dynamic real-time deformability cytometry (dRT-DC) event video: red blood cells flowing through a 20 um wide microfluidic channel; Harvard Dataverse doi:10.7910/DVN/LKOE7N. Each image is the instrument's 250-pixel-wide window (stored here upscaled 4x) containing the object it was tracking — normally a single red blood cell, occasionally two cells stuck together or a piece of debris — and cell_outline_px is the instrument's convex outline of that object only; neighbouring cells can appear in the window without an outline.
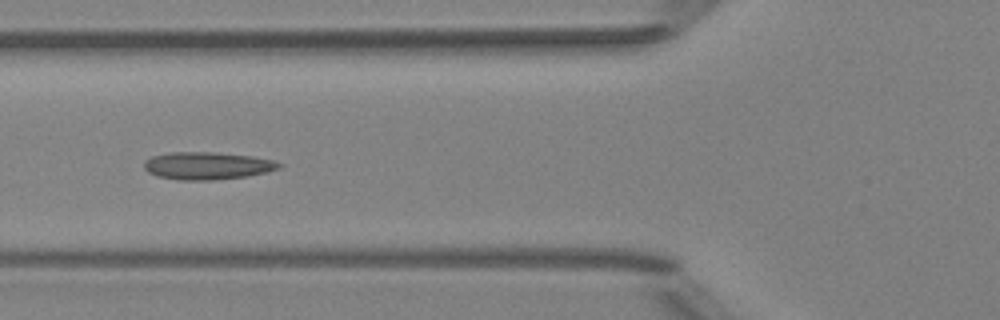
{"species": "Egyptian fruit bat (a non-hibernating species)", "species_latin": "Rousettus aegyptiacus", "temperature_condition": "room temperature", "stored_images_in_passage": 38, "camera_frame_rate_fps": 3000, "um_per_image_px": 0.085, "animal": {"sex": "female"}, "frame": {"image": 1, "passage_image": 6, "time_ms": 1.667, "image_size_px": [1000, 320], "cell_outline_px": [[284, 164], [280, 168], [268, 172], [248, 176], [212, 180], [180, 180], [156, 176], [148, 172], [144, 168], [144, 160], [152, 156], [172, 152], [212, 152], [252, 156], [272, 160]], "centroid_in_image_um": [17.62, 14.09], "position_along_channel_um": 108.2, "area_um2": 21.73}}
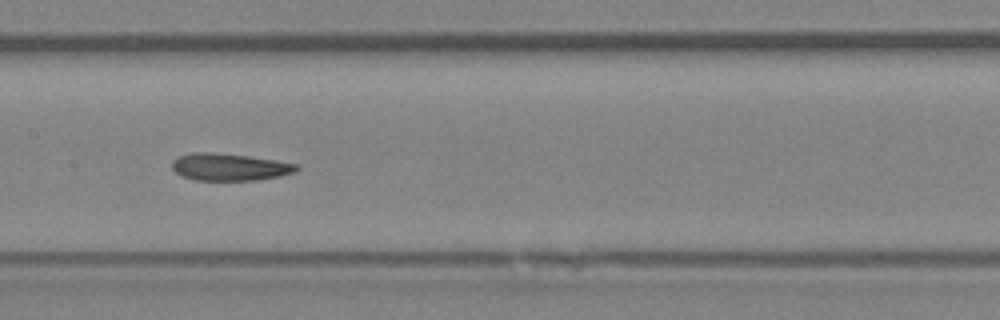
{"frame": {"image": 2, "passage_image": 12, "time_ms": 3.667, "image_size_px": [1000, 320], "cell_outline_px": [[300, 168], [292, 172], [280, 176], [256, 180], [196, 180], [180, 176], [172, 168], [172, 160], [176, 156], [192, 152], [212, 152], [248, 156], [276, 160], [296, 164]], "centroid_in_image_um": [19.45, 14.19], "position_along_channel_um": 188.0, "area_um2": 19.77}, "authors_computed_cell_mechanics": {"area_um2": 19.9988, "velocity_mm_per_s": 4.0146, "shape_relaxation_time_tau1_ms": 8.1781, "shape_relaxation_time_tau2_ms": 3.8212, "deformation_change_tau1": 0.1771, "deformation_change_tau2": 0.1206}}